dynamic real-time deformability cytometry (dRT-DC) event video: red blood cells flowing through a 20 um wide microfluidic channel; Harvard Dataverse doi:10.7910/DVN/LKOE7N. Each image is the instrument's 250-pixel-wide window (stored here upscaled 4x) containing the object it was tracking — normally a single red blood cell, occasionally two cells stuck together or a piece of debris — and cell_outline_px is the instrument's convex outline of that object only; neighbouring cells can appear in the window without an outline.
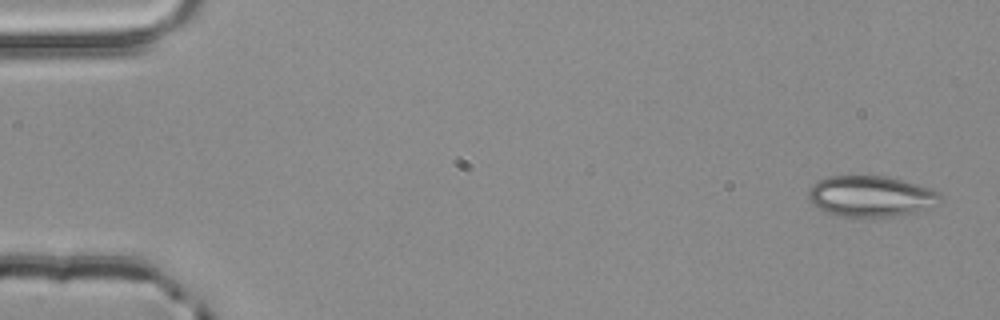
{"species": "common noctule bat (a hibernating species)", "species_latin": "Nyctalus noctula", "temperature_condition": "room temperature", "stored_images_in_passage": 4, "camera_frame_rate_fps": 3000, "um_per_image_px": 0.085, "animal": {"sex": "male", "body_mass_g": 20.4}, "frame": {"image": 1, "passage_image": 1, "time_ms": 0.0, "image_size_px": [1000, 320], "cell_outline_px": [[944, 200], [904, 216], [836, 216], [824, 212], [812, 204], [808, 196], [808, 188], [812, 184], [828, 176], [888, 176], [928, 188], [940, 192]], "centroid_in_image_um": [73.98, 16.68], "position_along_channel_um": 11.0, "area_um2": 31.39}}
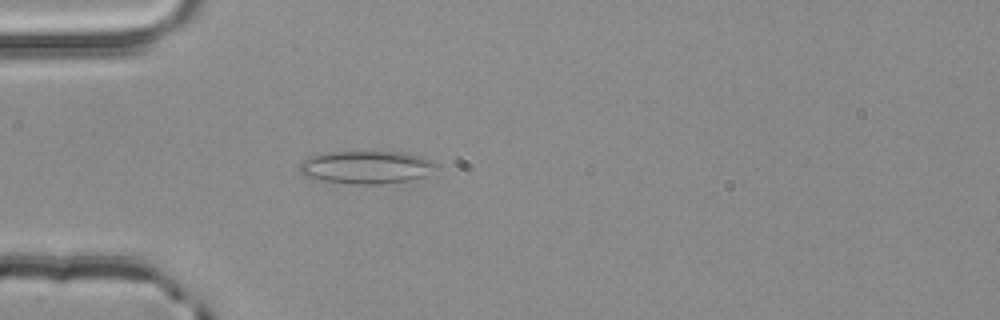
{"frame": {"image": 2, "passage_image": 4, "time_ms": 1.0, "image_size_px": [1000, 320], "cell_outline_px": [[440, 164], [424, 176], [408, 180], [380, 184], [348, 184], [320, 180], [304, 176], [300, 172], [300, 164], [304, 160], [312, 156], [328, 152], [408, 152], [432, 160]], "centroid_in_image_um": [31.15, 14.21], "position_along_channel_um": 53.8, "area_um2": 26.13}}